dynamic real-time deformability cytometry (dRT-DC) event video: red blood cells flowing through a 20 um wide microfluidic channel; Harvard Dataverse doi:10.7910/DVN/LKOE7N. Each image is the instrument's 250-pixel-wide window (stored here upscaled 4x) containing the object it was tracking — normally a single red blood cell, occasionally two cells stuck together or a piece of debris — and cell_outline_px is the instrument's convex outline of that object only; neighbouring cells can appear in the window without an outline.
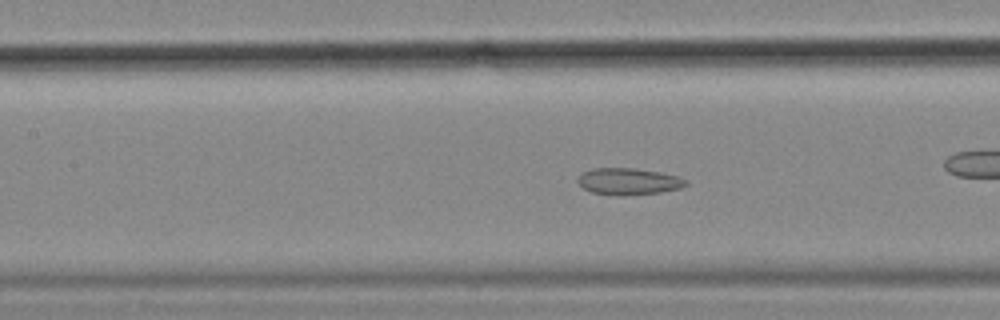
{"species": "common noctule bat (a hibernating species)", "species_latin": "Nyctalus noctula", "temperature_condition": "cold", "stored_images_in_passage": 58, "camera_frame_rate_fps": 3000, "um_per_image_px": 0.085, "animal": {"sex": "female", "body_mass_g": 18.4}, "frame": {"image": 1, "passage_image": 25, "time_ms": 8.0, "image_size_px": [1000, 320], "cell_outline_px": [[688, 184], [680, 188], [660, 192], [620, 196], [592, 192], [584, 188], [576, 180], [584, 172], [592, 168], [632, 168], [660, 172], [676, 176], [688, 180]], "centroid_in_image_um": [53.44, 15.42], "position_along_channel_um": 154.0, "area_um2": 16.65}, "authors_computed_cell_mechanics": {"area_um2": 20.808, "velocity_mm_per_s": 3.5294, "shape_relaxation_time_tau1_ms": null, "shape_relaxation_time_tau2_ms": 4.1692, "deformation_change_tau1": null, "deformation_change_tau2": 0.1089}}